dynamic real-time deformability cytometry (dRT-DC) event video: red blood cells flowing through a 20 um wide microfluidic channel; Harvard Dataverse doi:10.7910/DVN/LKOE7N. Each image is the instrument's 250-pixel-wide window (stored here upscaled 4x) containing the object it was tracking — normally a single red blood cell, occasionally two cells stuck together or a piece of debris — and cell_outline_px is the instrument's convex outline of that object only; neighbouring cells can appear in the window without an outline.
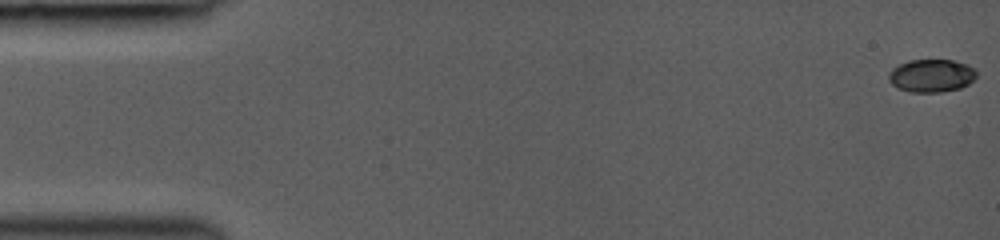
{"species": "common noctule bat (a hibernating species)", "species_latin": "Nyctalus noctula", "temperature_condition": "room temperature", "stored_images_in_passage": 46, "camera_frame_rate_fps": 3000, "um_per_image_px": 0.085, "animal": {"sex": "female", "body_mass_g": 19.0, "forearm_length_mm": 53.3}, "frame": {"image": 1, "passage_image": 1, "time_ms": 0.0, "image_size_px": [1000, 240], "cell_outline_px": [[976, 76], [968, 84], [960, 88], [940, 92], [912, 92], [896, 88], [888, 80], [888, 72], [892, 68], [908, 60], [952, 60], [968, 64], [976, 72]], "centroid_in_image_um": [79.13, 6.43], "position_along_channel_um": 5.9, "area_um2": 16.88}}
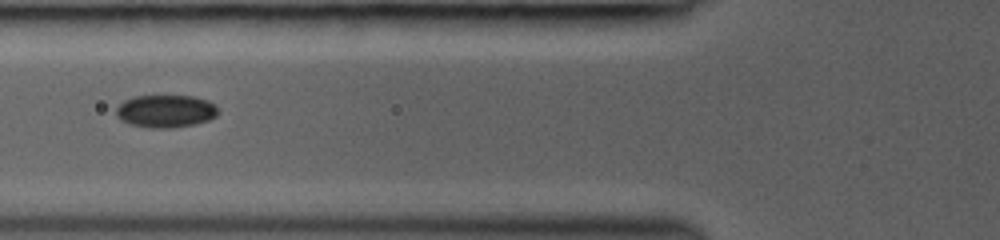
{"frame": {"image": 2, "passage_image": 19, "time_ms": 6.0, "image_size_px": [1000, 240], "cell_outline_px": [[220, 112], [216, 116], [208, 120], [196, 124], [172, 128], [152, 128], [128, 124], [120, 120], [116, 116], [116, 108], [124, 100], [136, 96], [192, 96], [208, 100]], "centroid_in_image_um": [14.06, 9.46], "position_along_channel_um": 111.7, "area_um2": 19.48}}
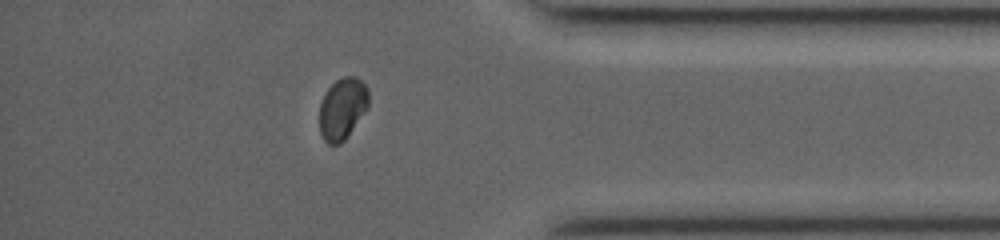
{"frame": {"image": 3, "passage_image": 40, "time_ms": 13.0, "image_size_px": [1000, 240], "cell_outline_px": [[368, 108], [344, 140], [340, 144], [328, 144], [324, 140], [320, 132], [320, 104], [328, 88], [336, 80], [344, 76], [356, 76], [368, 88]], "centroid_in_image_um": [29.11, 9.22], "position_along_channel_um": 406.1, "area_um2": 17.51}, "authors_computed_cell_mechanics": {"area_um2": 17.918, "velocity_mm_per_s": 4.3447, "shape_relaxation_time_tau1_ms": 3.1771, "shape_relaxation_time_tau2_ms": null, "deformation_change_tau1": 0.0934, "deformation_change_tau2": null}}